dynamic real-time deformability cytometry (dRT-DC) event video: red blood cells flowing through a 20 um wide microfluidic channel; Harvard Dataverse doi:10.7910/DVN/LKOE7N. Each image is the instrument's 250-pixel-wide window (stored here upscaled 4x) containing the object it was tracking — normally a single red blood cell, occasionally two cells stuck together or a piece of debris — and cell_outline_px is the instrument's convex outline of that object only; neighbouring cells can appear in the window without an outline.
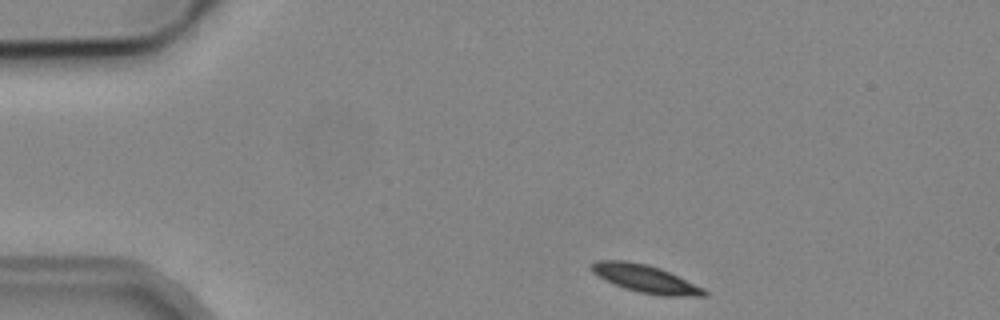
{"species": "common noctule bat (a hibernating species)", "species_latin": "Nyctalus noctula", "temperature_condition": "cold", "stored_images_in_passage": 1, "camera_frame_rate_fps": 3000, "um_per_image_px": 0.085, "animal": {"sex": "male", "body_mass_g": 19.2, "forearm_length_mm": 51.8}, "frame": {"image": 1, "passage_image": 1, "time_ms": 0.0, "image_size_px": [1000, 320], "cell_outline_px": [[708, 296], [660, 296], [640, 292], [624, 288], [604, 280], [592, 272], [588, 264], [596, 260], [624, 260], [648, 264], [660, 268], [704, 288], [708, 292]], "centroid_in_image_um": [54.83, 23.68], "position_along_channel_um": 30.2, "area_um2": 18.38}}